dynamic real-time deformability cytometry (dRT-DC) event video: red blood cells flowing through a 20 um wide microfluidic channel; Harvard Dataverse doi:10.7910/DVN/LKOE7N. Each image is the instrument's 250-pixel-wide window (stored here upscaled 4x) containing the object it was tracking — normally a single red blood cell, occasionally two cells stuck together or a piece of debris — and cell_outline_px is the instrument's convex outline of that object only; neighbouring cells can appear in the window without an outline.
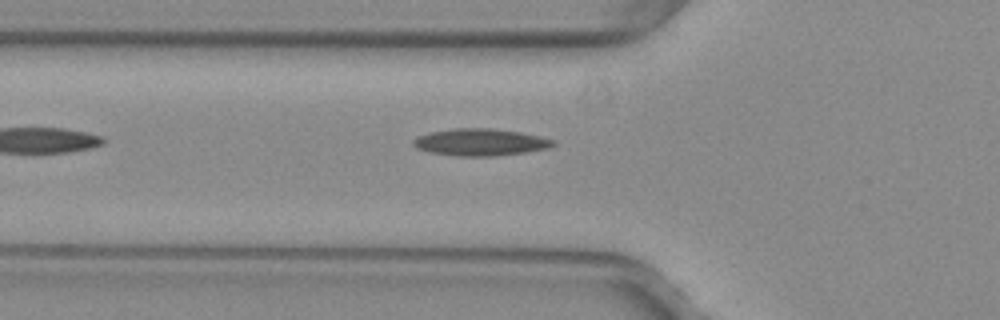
{"species": "common noctule bat (a hibernating species)", "species_latin": "Nyctalus noctula", "temperature_condition": "warm", "stored_images_in_passage": 35, "camera_frame_rate_fps": 3000, "um_per_image_px": 0.085, "animal": {"sex": "female", "body_mass_g": 29.2, "forearm_length_mm": 56.3}, "frame": {"image": 1, "passage_image": 2, "time_ms": 0.333, "image_size_px": [1000, 320], "cell_outline_px": [[556, 144], [548, 148], [524, 152], [492, 156], [456, 156], [432, 152], [416, 148], [412, 144], [412, 140], [416, 136], [432, 132], [456, 128], [488, 128], [520, 132], [540, 136], [552, 140]], "centroid_in_image_um": [40.8, 12.08], "position_along_channel_um": 85.0, "area_um2": 21.79}}
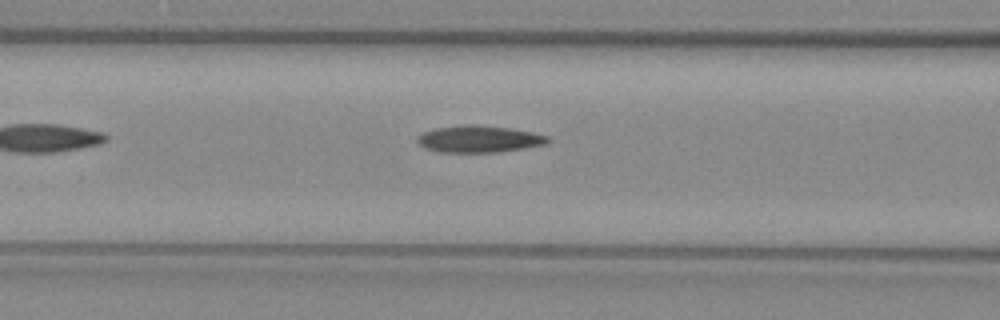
{"frame": {"image": 2, "passage_image": 5, "time_ms": 1.333, "image_size_px": [1000, 320], "cell_outline_px": [[548, 140], [544, 144], [524, 148], [496, 152], [440, 152], [424, 148], [416, 140], [424, 132], [436, 128], [468, 124], [472, 124], [508, 128], [532, 132], [548, 136]], "centroid_in_image_um": [40.69, 11.82], "position_along_channel_um": 125.9, "area_um2": 20.06}}
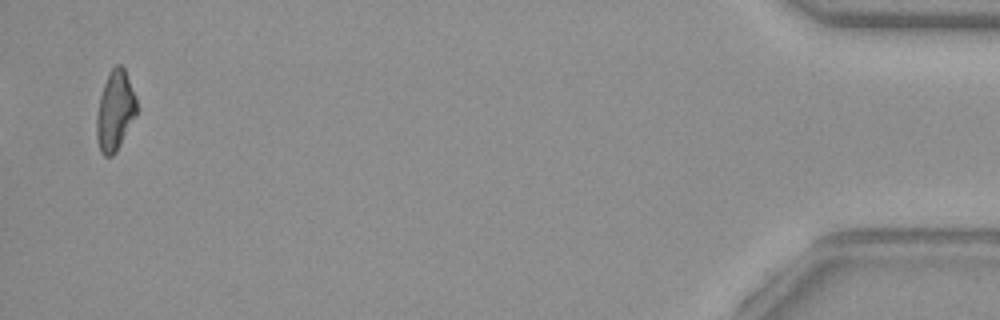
{"frame": {"image": 3, "passage_image": 34, "time_ms": 11.0, "image_size_px": [1000, 320], "cell_outline_px": [[136, 116], [116, 152], [112, 156], [104, 156], [100, 152], [96, 136], [96, 116], [100, 96], [108, 72], [116, 64], [120, 64], [124, 68], [136, 96]], "centroid_in_image_um": [9.77, 9.42], "position_along_channel_um": 425.4, "area_um2": 18.73}, "authors_computed_cell_mechanics": {"area_um2": 19.652, "velocity_mm_per_s": 4.0325, "shape_relaxation_time_tau1_ms": null, "shape_relaxation_time_tau2_ms": 7.5028, "deformation_change_tau1": null, "deformation_change_tau2": 0.2041}}